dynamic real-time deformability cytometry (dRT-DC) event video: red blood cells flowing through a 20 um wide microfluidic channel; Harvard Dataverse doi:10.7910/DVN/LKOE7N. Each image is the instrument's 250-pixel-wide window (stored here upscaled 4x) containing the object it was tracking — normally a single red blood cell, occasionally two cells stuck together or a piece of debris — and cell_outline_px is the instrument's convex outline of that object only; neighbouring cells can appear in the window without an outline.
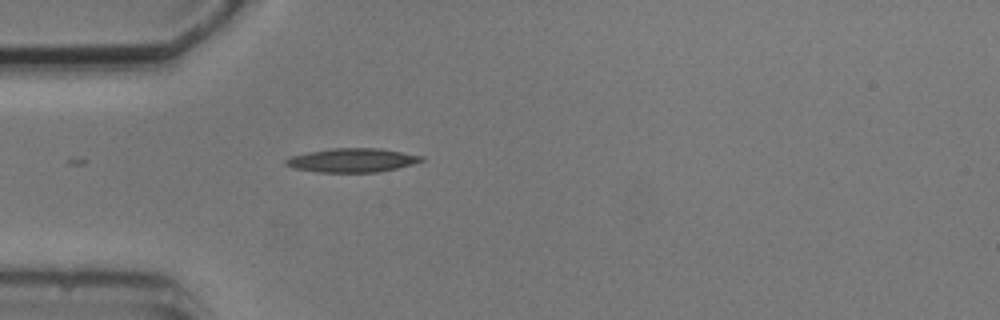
{"species": "common noctule bat (a hibernating species)", "species_latin": "Nyctalus noctula", "temperature_condition": "cold", "stored_images_in_passage": 1, "camera_frame_rate_fps": 3000, "um_per_image_px": 0.085, "animal": {"sex": "male", "body_mass_g": 20.5, "forearm_length_mm": 52.5}, "frame": {"image": 1, "passage_image": 1, "time_ms": 0.0, "image_size_px": [1000, 320], "cell_outline_px": [[424, 160], [412, 164], [396, 168], [376, 172], [316, 172], [292, 168], [284, 164], [284, 160], [292, 156], [308, 152], [332, 148], [380, 148], [424, 156]], "centroid_in_image_um": [29.91, 13.62], "position_along_channel_um": 55.1, "area_um2": 18.84}}